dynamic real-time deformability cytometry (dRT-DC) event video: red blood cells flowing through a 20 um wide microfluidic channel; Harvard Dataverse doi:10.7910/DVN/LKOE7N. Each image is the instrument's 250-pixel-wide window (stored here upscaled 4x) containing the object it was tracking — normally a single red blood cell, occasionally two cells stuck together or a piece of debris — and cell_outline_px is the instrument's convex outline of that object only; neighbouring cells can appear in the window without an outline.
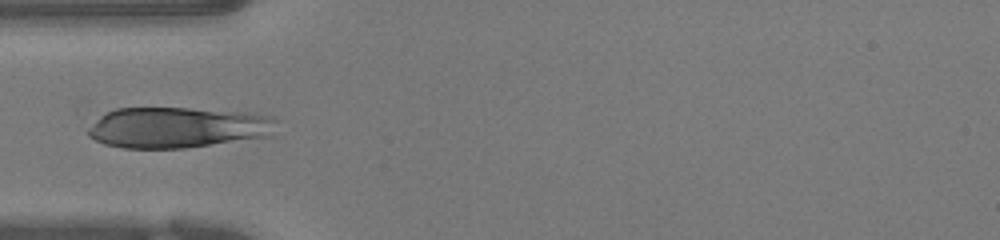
{"species": "human", "species_latin": "Homo sapiens", "temperature_condition": "warm", "stored_images_in_passage": 22, "camera_frame_rate_fps": 3000, "um_per_image_px": 0.085, "donor": {"sex": "female"}, "frame": {"image": 1, "passage_image": 1, "time_ms": 0.0, "image_size_px": [1000, 240], "cell_outline_px": [[276, 120], [272, 136], [184, 148], [124, 148], [104, 144], [88, 136], [88, 128], [92, 120], [116, 108], [188, 108], [248, 112], [272, 116]], "centroid_in_image_um": [15.08, 10.83], "position_along_channel_um": 69.9, "area_um2": 45.03}}